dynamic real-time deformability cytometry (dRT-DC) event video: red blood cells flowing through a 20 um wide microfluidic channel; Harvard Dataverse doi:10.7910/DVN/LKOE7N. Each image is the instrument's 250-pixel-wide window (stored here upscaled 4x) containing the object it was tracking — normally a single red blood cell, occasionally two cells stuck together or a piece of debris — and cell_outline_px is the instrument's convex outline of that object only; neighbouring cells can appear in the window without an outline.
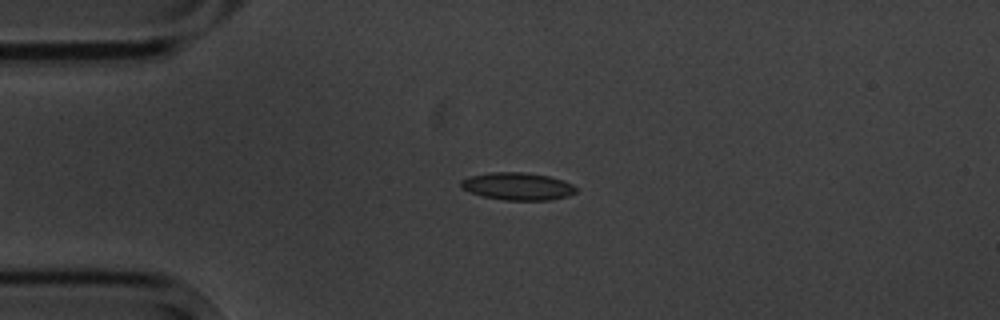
{"species": "common noctule bat (a hibernating species)", "species_latin": "Nyctalus noctula", "temperature_condition": "cold", "stored_images_in_passage": 14, "camera_frame_rate_fps": 3000, "um_per_image_px": 0.085, "animal": {"sex": "male", "body_mass_g": 20.1, "forearm_length_mm": 53.5}, "frame": {"image": 1, "passage_image": 3, "time_ms": 3.333, "image_size_px": [1000, 320], "cell_outline_px": [[576, 192], [568, 196], [548, 200], [504, 200], [484, 196], [472, 192], [464, 188], [460, 184], [460, 180], [468, 176], [492, 172], [524, 172], [548, 176], [564, 180], [572, 184], [576, 188]], "centroid_in_image_um": [44.01, 15.83], "position_along_channel_um": 41.0, "area_um2": 18.32}}
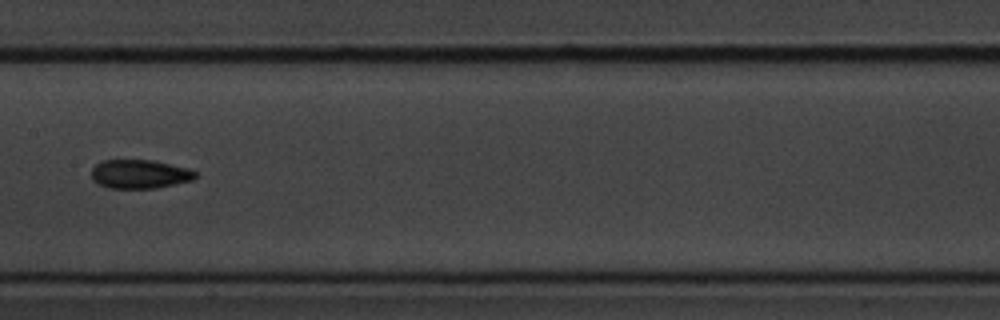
{"frame": {"image": 2, "passage_image": 7, "time_ms": 8.333, "image_size_px": [1000, 320], "cell_outline_px": [[196, 176], [192, 180], [176, 184], [156, 188], [108, 188], [92, 180], [92, 168], [100, 160], [152, 160], [188, 168], [196, 172]], "centroid_in_image_um": [11.86, 14.79], "position_along_channel_um": 195.5, "area_um2": 17.46}}
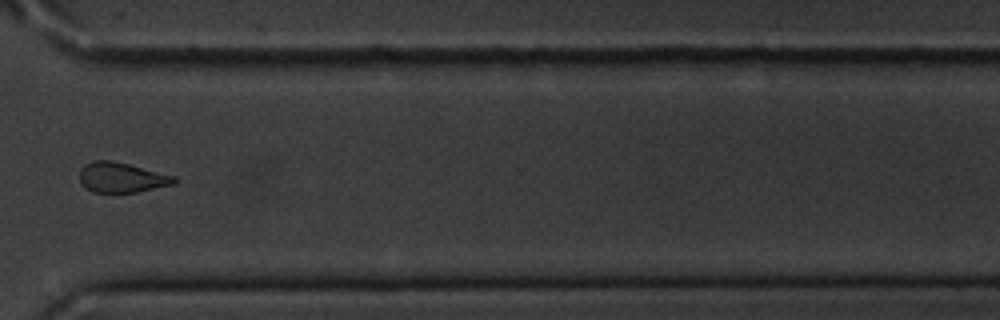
{"frame": {"image": 3, "passage_image": 11, "time_ms": 13.0, "image_size_px": [1000, 320], "cell_outline_px": [[176, 184], [136, 192], [92, 192], [80, 180], [80, 168], [84, 164], [92, 160], [112, 160], [176, 176]], "centroid_in_image_um": [10.35, 15.07], "position_along_channel_um": 360.2, "area_um2": 16.53}, "authors_computed_cell_mechanics": {"area_um2": 17.5134, "velocity_mm_per_s": 3.5372, "shape_relaxation_time_tau1_ms": 1.8181, "shape_relaxation_time_tau2_ms": null, "deformation_change_tau1": 0.0816, "deformation_change_tau2": null}}